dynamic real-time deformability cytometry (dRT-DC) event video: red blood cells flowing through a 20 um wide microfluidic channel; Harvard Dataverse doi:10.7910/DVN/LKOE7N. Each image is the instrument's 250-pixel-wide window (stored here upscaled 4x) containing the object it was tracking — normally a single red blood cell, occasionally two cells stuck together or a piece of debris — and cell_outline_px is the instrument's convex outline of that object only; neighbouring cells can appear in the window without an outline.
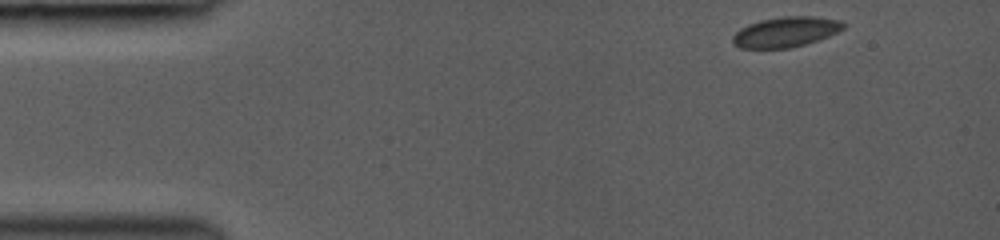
{"species": "common noctule bat (a hibernating species)", "species_latin": "Nyctalus noctula", "temperature_condition": "room temperature", "stored_images_in_passage": 73, "camera_frame_rate_fps": 3000, "um_per_image_px": 0.085, "animal": {"sex": "female", "body_mass_g": 19.0, "forearm_length_mm": 53.3}, "frame": {"image": 1, "passage_image": 1, "time_ms": 0.0, "image_size_px": [1000, 240], "cell_outline_px": [[844, 28], [828, 36], [804, 44], [788, 48], [740, 48], [732, 44], [732, 36], [740, 28], [748, 24], [760, 20], [784, 16], [812, 16], [840, 20], [844, 24]], "centroid_in_image_um": [66.74, 2.71], "position_along_channel_um": 18.3, "area_um2": 19.36}}
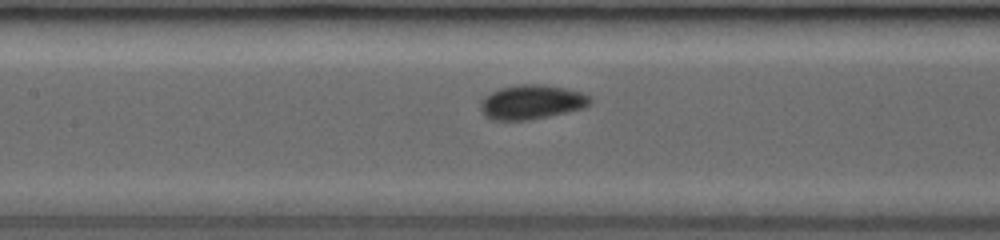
{"frame": {"image": 2, "passage_image": 23, "time_ms": 5.667, "image_size_px": [1000, 240], "cell_outline_px": [[592, 104], [584, 108], [548, 116], [528, 120], [492, 120], [484, 116], [480, 108], [480, 100], [484, 96], [496, 88], [516, 84], [544, 84], [564, 88], [580, 92], [592, 96]], "centroid_in_image_um": [45.16, 8.66], "position_along_channel_um": 162.2, "area_um2": 22.37}}
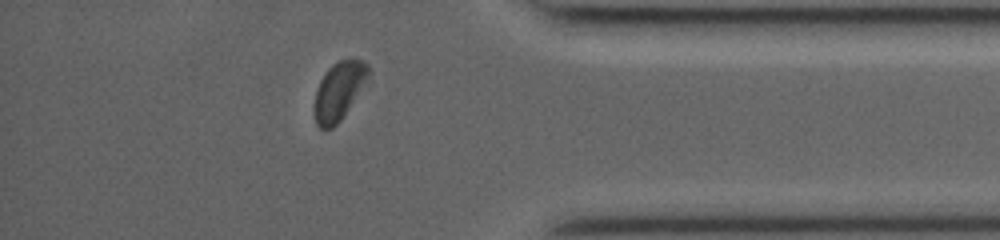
{"frame": {"image": 3, "passage_image": 62, "time_ms": 11.667, "image_size_px": [1000, 240], "cell_outline_px": [[368, 76], [340, 120], [332, 128], [324, 132], [316, 124], [312, 112], [312, 108], [316, 88], [320, 80], [328, 68], [332, 64], [340, 60], [364, 60], [368, 64]], "centroid_in_image_um": [28.71, 7.77], "position_along_channel_um": 406.5, "area_um2": 18.09}, "authors_computed_cell_mechanics": {"area_um2": 19.8254, "velocity_mm_per_s": 4.2229, "shape_relaxation_time_tau1_ms": 1.0931, "shape_relaxation_time_tau2_ms": null, "deformation_change_tau1": 0.0625, "deformation_change_tau2": null}}